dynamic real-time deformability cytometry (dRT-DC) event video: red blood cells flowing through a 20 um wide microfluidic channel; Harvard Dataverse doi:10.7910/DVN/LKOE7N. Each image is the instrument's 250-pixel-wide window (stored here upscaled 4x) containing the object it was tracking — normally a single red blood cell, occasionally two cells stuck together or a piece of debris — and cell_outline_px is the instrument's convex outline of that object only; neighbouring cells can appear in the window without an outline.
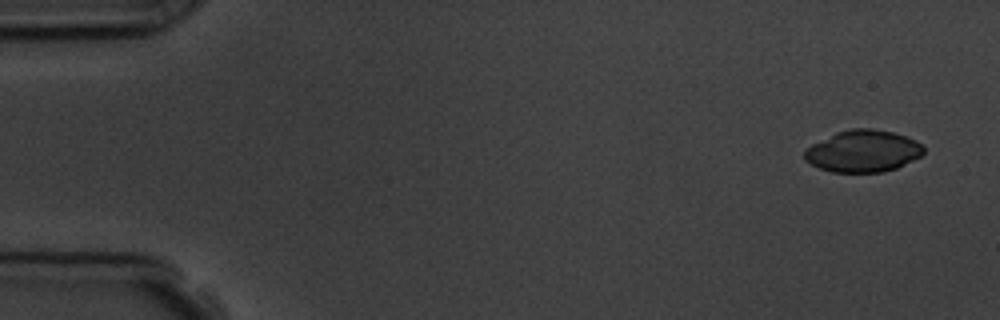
{"species": "common noctule bat (a hibernating species)", "species_latin": "Nyctalus noctula", "temperature_condition": "room temperature", "stored_images_in_passage": 6, "camera_frame_rate_fps": 3000, "um_per_image_px": 0.085, "animal": {"sex": "male", "body_mass_g": 19.5, "forearm_length_mm": 54.6}, "frame": {"image": 1, "passage_image": 1, "time_ms": 0.0, "image_size_px": [1000, 320], "cell_outline_px": [[924, 152], [920, 156], [896, 168], [884, 172], [832, 172], [820, 168], [804, 160], [804, 152], [812, 144], [836, 132], [852, 128], [872, 128], [892, 132], [916, 140], [924, 148]], "centroid_in_image_um": [73.35, 12.84], "position_along_channel_um": 11.7, "area_um2": 28.9}}